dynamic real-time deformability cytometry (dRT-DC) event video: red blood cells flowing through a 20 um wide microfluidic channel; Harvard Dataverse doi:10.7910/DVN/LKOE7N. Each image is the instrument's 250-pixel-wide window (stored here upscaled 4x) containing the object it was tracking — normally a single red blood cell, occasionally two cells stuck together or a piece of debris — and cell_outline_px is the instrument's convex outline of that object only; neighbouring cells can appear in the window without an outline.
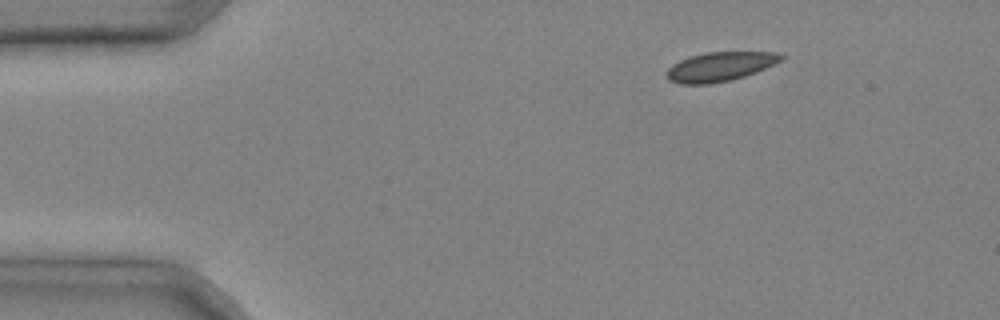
{"species": "common noctule bat (a hibernating species)", "species_latin": "Nyctalus noctula", "temperature_condition": "cold", "stored_images_in_passage": 5, "camera_frame_rate_fps": 3000, "um_per_image_px": 0.085, "animal": {"sex": "male", "body_mass_g": 20.4}, "frame": {"image": 1, "passage_image": 2, "time_ms": 0.333, "image_size_px": [1000, 320], "cell_outline_px": [[784, 56], [780, 60], [756, 72], [732, 80], [708, 84], [680, 84], [668, 80], [664, 72], [672, 64], [688, 56], [708, 52], [776, 52]], "centroid_in_image_um": [61.12, 5.67], "position_along_channel_um": 23.9, "area_um2": 19.48}}
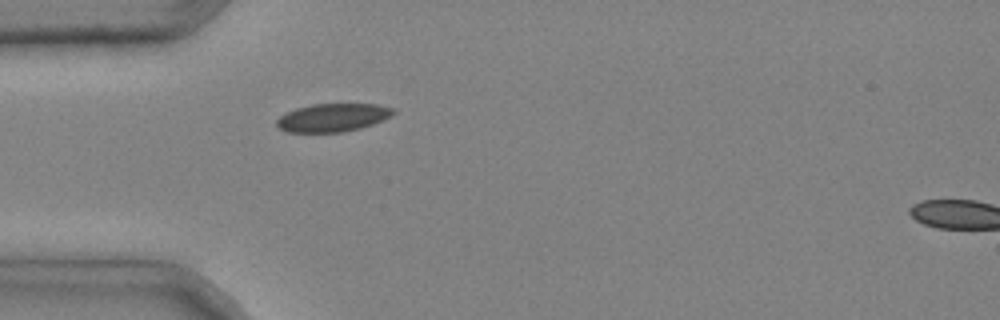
{"frame": {"image": 2, "passage_image": 4, "time_ms": 1.0, "image_size_px": [1000, 320], "cell_outline_px": [[396, 112], [392, 116], [372, 124], [360, 128], [340, 132], [288, 132], [280, 128], [276, 124], [276, 120], [280, 116], [296, 108], [312, 104], [376, 104], [396, 108]], "centroid_in_image_um": [28.32, 9.98], "position_along_channel_um": 56.7, "area_um2": 19.07}}